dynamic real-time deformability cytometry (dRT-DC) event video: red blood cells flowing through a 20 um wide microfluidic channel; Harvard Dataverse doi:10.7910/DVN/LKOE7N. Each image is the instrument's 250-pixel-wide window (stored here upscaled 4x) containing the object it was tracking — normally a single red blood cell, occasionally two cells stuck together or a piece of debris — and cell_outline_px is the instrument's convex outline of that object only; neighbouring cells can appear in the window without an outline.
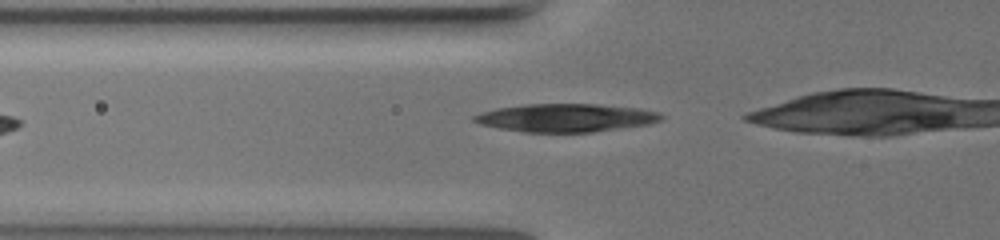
{"species": "common noctule bat (a hibernating species)", "species_latin": "Nyctalus noctula", "temperature_condition": "warm", "stored_images_in_passage": 33, "camera_frame_rate_fps": 3000, "um_per_image_px": 0.085, "animal": {"sex": "female", "body_mass_g": 19.5, "forearm_length_mm": 54.1}, "frame": {"image": 1, "passage_image": 2, "time_ms": 0.333, "image_size_px": [1000, 240], "cell_outline_px": [[664, 116], [660, 120], [648, 124], [592, 132], [524, 132], [500, 128], [480, 124], [472, 120], [472, 116], [480, 112], [496, 108], [524, 104], [596, 104], [640, 108], [660, 112]], "centroid_in_image_um": [48.08, 10.0], "position_along_channel_um": 77.7, "area_um2": 30.69}}
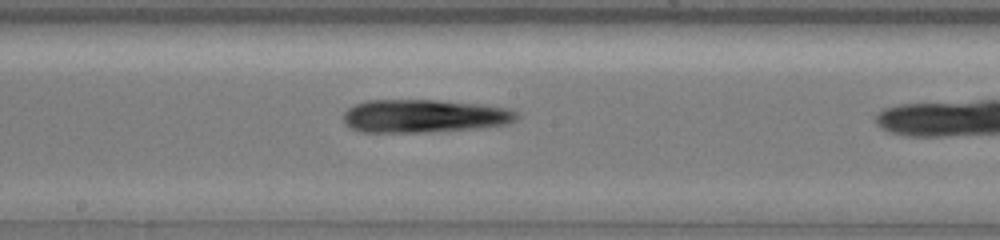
{"frame": {"image": 2, "passage_image": 14, "time_ms": 4.333, "image_size_px": [1000, 240], "cell_outline_px": [[516, 120], [508, 124], [480, 128], [428, 132], [360, 132], [348, 128], [344, 124], [344, 112], [348, 108], [364, 100], [436, 100], [480, 104], [508, 108], [516, 112]], "centroid_in_image_um": [36.01, 9.87], "position_along_channel_um": 212.2, "area_um2": 33.7}}
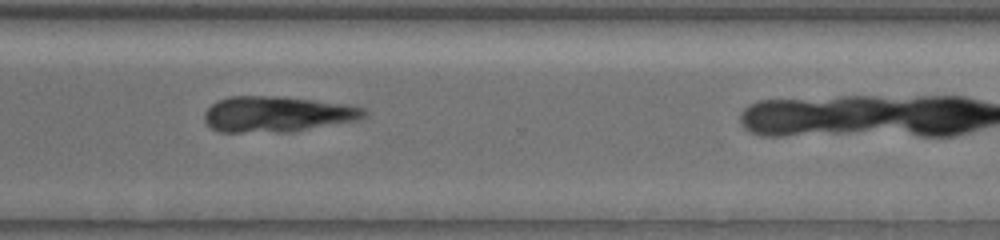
{"frame": {"image": 3, "passage_image": 26, "time_ms": 8.333, "image_size_px": [1000, 240], "cell_outline_px": [[368, 112], [364, 116], [356, 120], [292, 132], [220, 132], [212, 128], [204, 120], [204, 112], [216, 100], [228, 96], [280, 96], [312, 100], [340, 104], [364, 108]], "centroid_in_image_um": [23.49, 9.7], "position_along_channel_um": 347.1, "area_um2": 33.12}}